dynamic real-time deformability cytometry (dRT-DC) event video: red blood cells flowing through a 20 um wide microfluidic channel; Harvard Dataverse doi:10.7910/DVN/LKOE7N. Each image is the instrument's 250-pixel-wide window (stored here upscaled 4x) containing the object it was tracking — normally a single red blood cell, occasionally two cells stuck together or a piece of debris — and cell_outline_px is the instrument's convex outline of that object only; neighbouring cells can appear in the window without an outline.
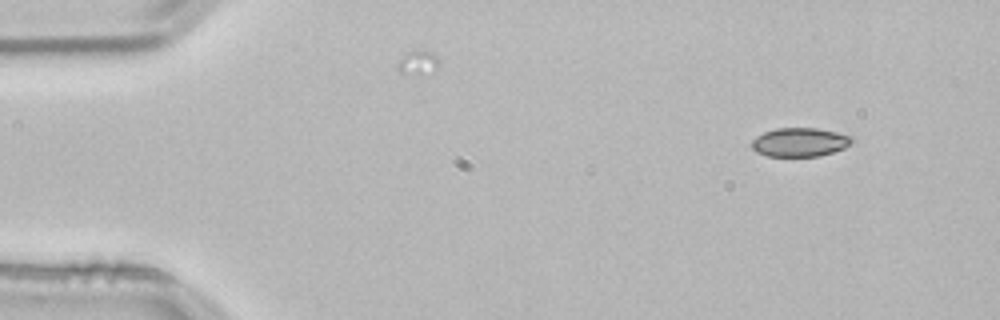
{"species": "common noctule bat (a hibernating species)", "species_latin": "Nyctalus noctula", "temperature_condition": "room temperature", "stored_images_in_passage": 13, "camera_frame_rate_fps": 3000, "um_per_image_px": 0.085, "animal": {"sex": "male", "body_mass_g": 21.5, "forearm_length_mm": 52.0}, "frame": {"image": 1, "passage_image": 1, "time_ms": 0.0, "image_size_px": [1000, 320], "cell_outline_px": [[856, 140], [844, 148], [820, 156], [768, 156], [756, 152], [752, 148], [752, 140], [756, 136], [764, 132], [776, 128], [816, 128], [836, 132], [852, 136]], "centroid_in_image_um": [68.0, 12.08], "position_along_channel_um": 17.0, "area_um2": 16.88}}
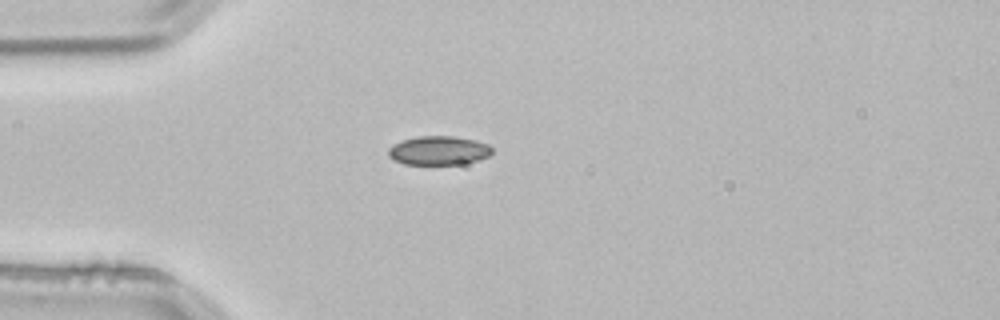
{"frame": {"image": 2, "passage_image": 10, "time_ms": 3.0, "image_size_px": [1000, 320], "cell_outline_px": [[492, 152], [488, 156], [476, 160], [460, 164], [404, 164], [392, 160], [388, 156], [388, 148], [392, 144], [416, 136], [456, 136], [476, 140], [488, 144], [492, 148]], "centroid_in_image_um": [37.25, 12.78], "position_along_channel_um": 47.7, "area_um2": 17.57}}